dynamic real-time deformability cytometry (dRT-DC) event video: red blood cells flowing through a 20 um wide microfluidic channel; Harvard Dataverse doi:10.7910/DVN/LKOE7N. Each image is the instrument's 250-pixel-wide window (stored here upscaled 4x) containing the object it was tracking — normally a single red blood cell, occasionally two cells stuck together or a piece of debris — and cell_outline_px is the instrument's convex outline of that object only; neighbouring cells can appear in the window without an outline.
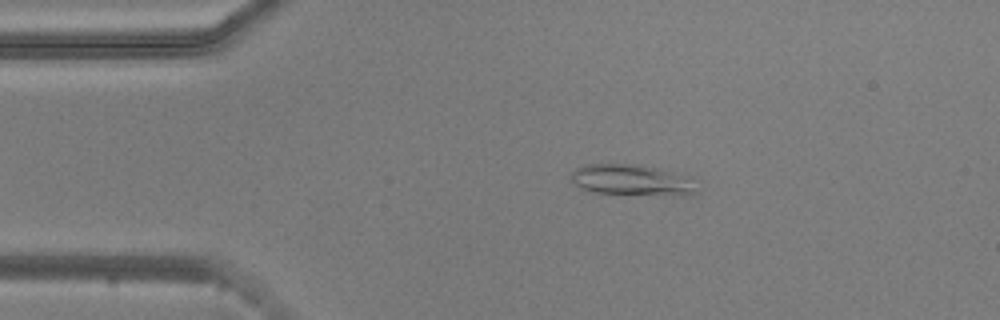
{"species": "common noctule bat (a hibernating species)", "species_latin": "Nyctalus noctula", "temperature_condition": "warm", "stored_images_in_passage": 44, "camera_frame_rate_fps": 3000, "um_per_image_px": 0.085, "animal": {"sex": "male", "body_mass_g": 20.5, "forearm_length_mm": 52.5}, "frame": {"image": 1, "passage_image": 1, "time_ms": 0.0, "image_size_px": [1000, 320], "cell_outline_px": [[696, 192], [692, 196], [680, 196], [592, 192], [576, 184], [572, 180], [572, 172], [576, 168], [584, 164], [640, 164], [660, 168], [692, 176]], "centroid_in_image_um": [53.81, 15.3], "position_along_channel_um": 31.2, "area_um2": 23.0}}
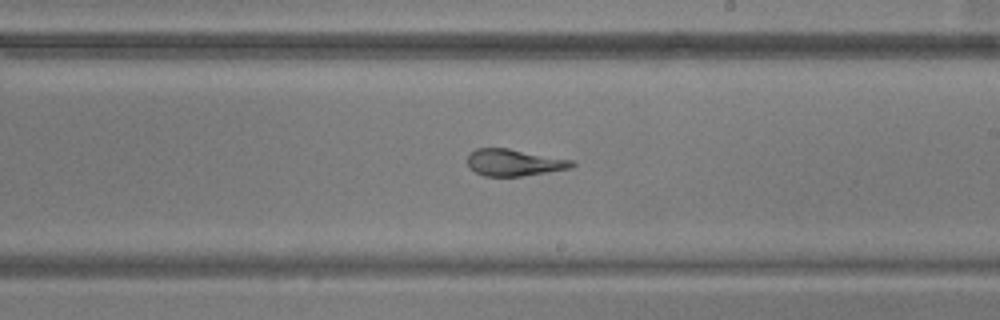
{"frame": {"image": 2, "passage_image": 21, "time_ms": 6.667, "image_size_px": [1000, 320], "cell_outline_px": [[576, 164], [572, 168], [548, 172], [520, 176], [484, 176], [468, 168], [468, 156], [476, 148], [508, 148], [572, 160]], "centroid_in_image_um": [43.7, 13.82], "position_along_channel_um": 245.3, "area_um2": 16.24}}
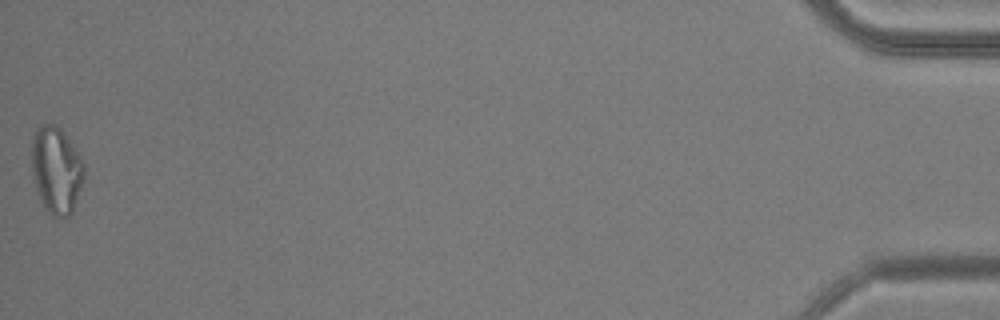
{"frame": {"image": 3, "passage_image": 44, "time_ms": 14.333, "image_size_px": [1000, 320], "cell_outline_px": [[84, 180], [72, 212], [68, 216], [52, 216], [44, 208], [36, 192], [32, 172], [32, 136], [36, 128], [40, 124], [56, 124], [64, 132], [80, 156], [84, 164]], "centroid_in_image_um": [4.77, 14.44], "position_along_channel_um": 430.4, "area_um2": 26.76}, "authors_computed_cell_mechanics": {"area_um2": 17.5423, "velocity_mm_per_s": 3.7659, "shape_relaxation_time_tau1_ms": null, "shape_relaxation_time_tau2_ms": 1.4976, "deformation_change_tau1": null, "deformation_change_tau2": 0.098}}